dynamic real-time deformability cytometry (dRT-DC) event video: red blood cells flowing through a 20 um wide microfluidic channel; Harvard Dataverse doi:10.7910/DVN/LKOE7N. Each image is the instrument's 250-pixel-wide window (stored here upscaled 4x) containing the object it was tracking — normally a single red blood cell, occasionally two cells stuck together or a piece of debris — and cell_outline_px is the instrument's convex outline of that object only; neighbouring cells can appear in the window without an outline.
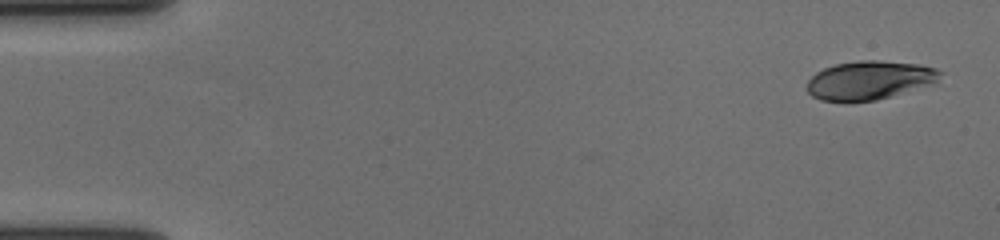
{"species": "human", "species_latin": "Homo sapiens", "temperature_condition": "cold", "stored_images_in_passage": 56, "camera_frame_rate_fps": 3000, "um_per_image_px": 0.085, "donor": {"sex": "female"}, "frame": {"image": 1, "passage_image": 1, "time_ms": 0.0, "image_size_px": [1000, 240], "cell_outline_px": [[944, 72], [940, 84], [876, 100], [844, 104], [820, 100], [812, 96], [804, 88], [808, 80], [816, 72], [824, 68], [836, 64], [860, 60], [876, 60], [920, 64], [936, 68]], "centroid_in_image_um": [73.97, 6.86], "position_along_channel_um": 11.0, "area_um2": 31.39}}
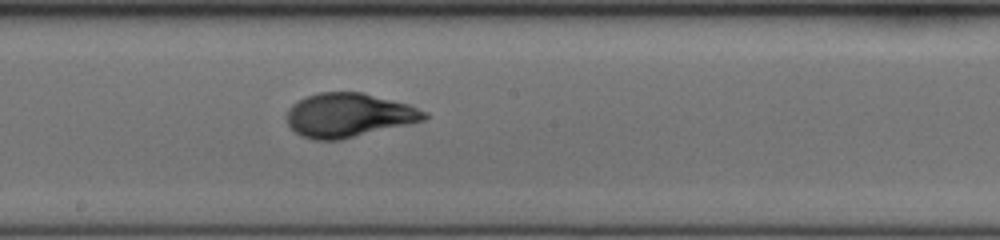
{"frame": {"image": 2, "passage_image": 31, "time_ms": 10.0, "image_size_px": [1000, 240], "cell_outline_px": [[428, 116], [424, 120], [408, 124], [340, 140], [312, 140], [300, 136], [288, 124], [288, 108], [292, 104], [308, 96], [320, 92], [360, 92], [408, 104], [428, 112]], "centroid_in_image_um": [29.63, 9.8], "position_along_channel_um": 218.6, "area_um2": 34.97}}
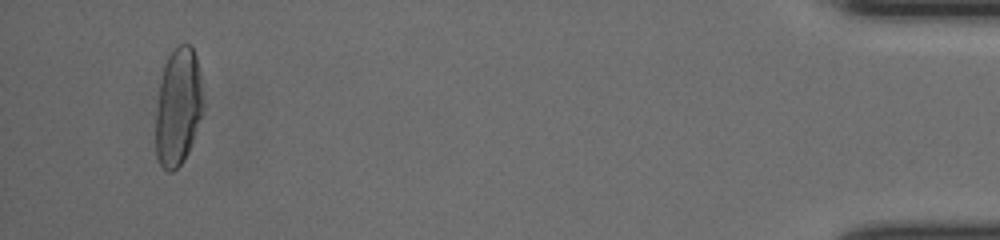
{"frame": {"image": 3, "passage_image": 54, "time_ms": 17.667, "image_size_px": [1000, 240], "cell_outline_px": [[204, 108], [188, 152], [184, 160], [172, 172], [168, 172], [160, 164], [156, 156], [156, 108], [160, 80], [164, 64], [172, 48], [180, 44], [188, 44], [192, 48], [196, 56], [200, 76], [204, 104]], "centroid_in_image_um": [15.13, 9.07], "position_along_channel_um": 420.1, "area_um2": 32.66}, "authors_computed_cell_mechanics": {"area_um2": 33.235, "velocity_mm_per_s": 3.6308, "shape_relaxation_time_tau1_ms": 3.5777, "shape_relaxation_time_tau2_ms": 0.9079, "deformation_change_tau1": 0.1698, "deformation_change_tau2": 0.0652}}